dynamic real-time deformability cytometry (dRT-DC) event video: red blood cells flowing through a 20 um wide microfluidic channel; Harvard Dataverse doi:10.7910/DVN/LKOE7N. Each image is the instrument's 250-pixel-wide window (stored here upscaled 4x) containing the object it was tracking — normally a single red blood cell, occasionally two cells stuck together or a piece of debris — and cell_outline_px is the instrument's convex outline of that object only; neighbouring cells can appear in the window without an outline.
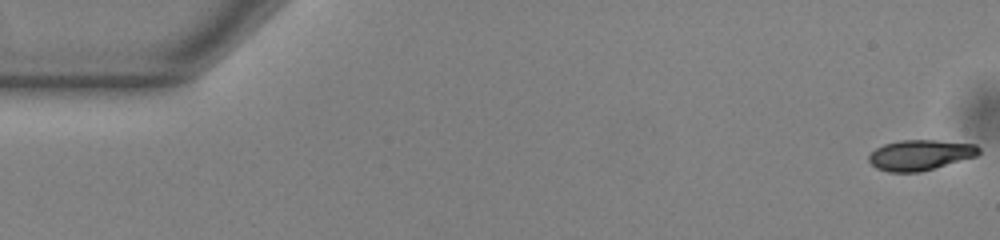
{"species": "common noctule bat (a hibernating species)", "species_latin": "Nyctalus noctula", "temperature_condition": "warm", "stored_images_in_passage": 53, "camera_frame_rate_fps": 3000, "um_per_image_px": 0.085, "animal": {"sex": "male", "body_mass_g": 13.0, "forearm_length_mm": 53.1}, "frame": {"image": 1, "passage_image": 1, "time_ms": 0.0, "image_size_px": [1000, 240], "cell_outline_px": [[980, 152], [976, 156], [920, 172], [888, 172], [876, 168], [868, 160], [868, 156], [876, 148], [884, 144], [900, 140], [936, 140], [976, 144], [980, 148]], "centroid_in_image_um": [78.21, 13.17], "position_along_channel_um": 6.8, "area_um2": 19.48}}
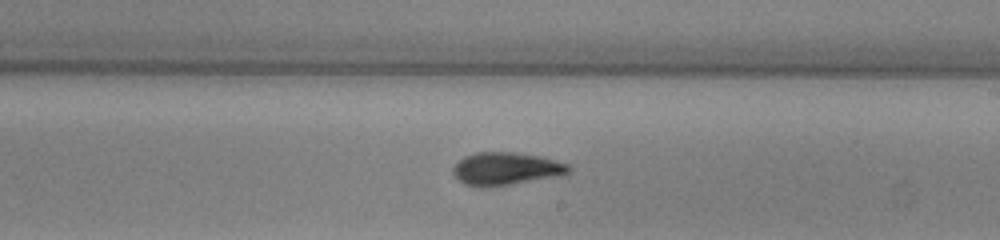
{"frame": {"image": 2, "passage_image": 31, "time_ms": 10.0, "image_size_px": [1000, 240], "cell_outline_px": [[572, 168], [568, 172], [552, 176], [512, 184], [488, 188], [484, 188], [464, 184], [452, 172], [452, 168], [464, 156], [476, 152], [516, 152], [540, 156], [568, 164]], "centroid_in_image_um": [42.95, 14.34], "position_along_channel_um": 246.1, "area_um2": 21.85}}
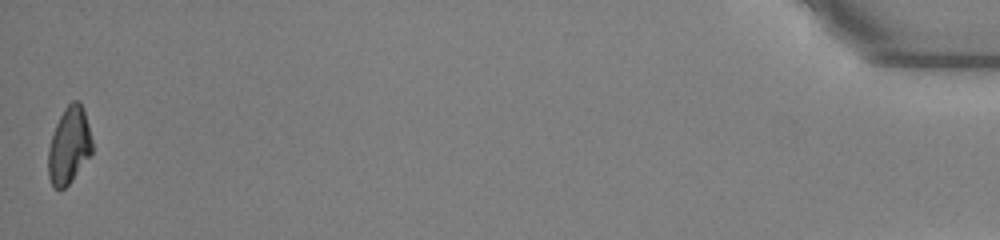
{"frame": {"image": 3, "passage_image": 53, "time_ms": 17.333, "image_size_px": [1000, 240], "cell_outline_px": [[92, 152], [72, 180], [64, 188], [56, 188], [52, 184], [48, 176], [48, 148], [56, 124], [64, 108], [72, 100], [80, 100], [84, 108], [92, 140]], "centroid_in_image_um": [5.87, 12.33], "position_along_channel_um": 429.3, "area_um2": 19.54}, "authors_computed_cell_mechanics": {"area_um2": 20.8658, "velocity_mm_per_s": 3.8703, "shape_relaxation_time_tau1_ms": 4.7972, "shape_relaxation_time_tau2_ms": 1.905, "deformation_change_tau1": 0.1653, "deformation_change_tau2": 0.063}}